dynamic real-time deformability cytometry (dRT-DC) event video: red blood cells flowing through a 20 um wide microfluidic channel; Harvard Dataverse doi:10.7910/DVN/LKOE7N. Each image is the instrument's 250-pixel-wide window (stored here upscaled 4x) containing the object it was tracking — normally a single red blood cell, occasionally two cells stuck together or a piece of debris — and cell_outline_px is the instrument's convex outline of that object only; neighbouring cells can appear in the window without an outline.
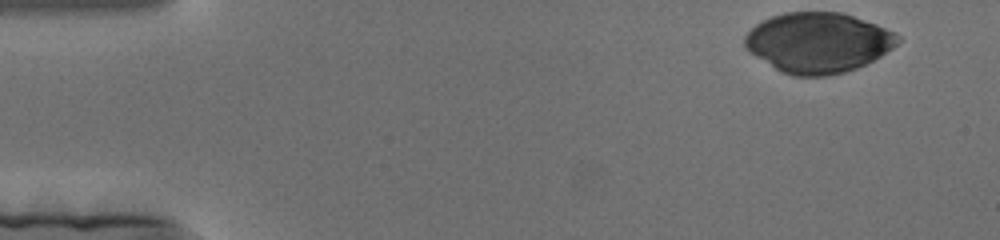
{"species": "human", "species_latin": "Homo sapiens", "temperature_condition": "cold", "stored_images_in_passage": 130, "camera_frame_rate_fps": 3000, "um_per_image_px": 0.085, "donor": {"sex": "female"}, "frame": {"image": 1, "passage_image": 1, "time_ms": 0.0, "image_size_px": [1000, 240], "cell_outline_px": [[900, 40], [892, 48], [880, 56], [856, 68], [844, 72], [828, 76], [792, 76], [780, 72], [748, 52], [744, 48], [744, 36], [756, 24], [772, 16], [784, 12], [840, 12], [876, 24], [896, 32], [900, 36]], "centroid_in_image_um": [69.51, 3.63], "position_along_channel_um": 15.5, "area_um2": 53.7}}
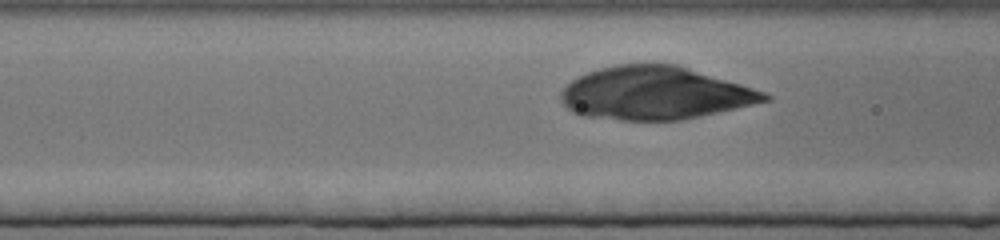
{"frame": {"image": 2, "passage_image": 56, "time_ms": 18.333, "image_size_px": [1000, 240], "cell_outline_px": [[772, 100], [680, 120], [620, 120], [580, 116], [572, 112], [560, 100], [560, 92], [572, 80], [588, 72], [600, 68], [616, 64], [676, 64], [740, 84], [764, 92], [772, 96]], "centroid_in_image_um": [55.63, 7.93], "position_along_channel_um": 111.0, "area_um2": 62.42}}
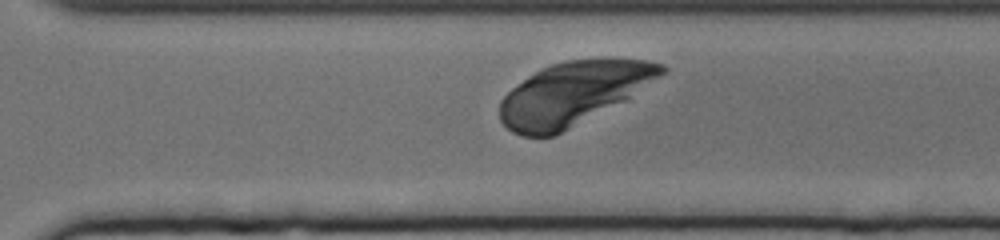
{"frame": {"image": 3, "passage_image": 112, "time_ms": 37.0, "image_size_px": [1000, 240], "cell_outline_px": [[668, 72], [632, 100], [552, 136], [524, 136], [512, 132], [500, 120], [500, 100], [512, 88], [528, 76], [552, 64], [568, 60], [608, 56], [648, 60], [664, 64], [668, 68]], "centroid_in_image_um": [48.88, 7.91], "position_along_channel_um": 321.7, "area_um2": 61.09}}